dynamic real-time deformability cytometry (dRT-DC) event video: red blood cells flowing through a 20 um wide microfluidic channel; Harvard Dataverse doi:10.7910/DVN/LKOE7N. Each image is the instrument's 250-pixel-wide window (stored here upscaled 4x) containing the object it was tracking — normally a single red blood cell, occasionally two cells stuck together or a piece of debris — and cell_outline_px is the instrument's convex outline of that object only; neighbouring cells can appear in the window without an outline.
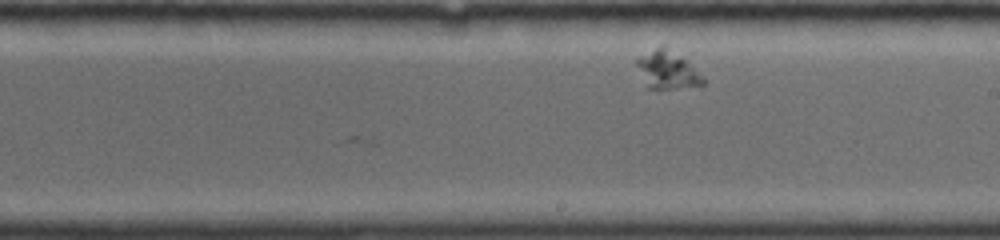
{"species": "common noctule bat (a hibernating species)", "species_latin": "Nyctalus noctula", "temperature_condition": "room temperature", "stored_images_in_passage": 23, "camera_frame_rate_fps": 4000, "um_per_image_px": 0.085, "animal": {"sex": "female", "body_mass_g": 19.0, "forearm_length_mm": 56.7}, "frame": {"image": 1, "passage_image": 23, "time_ms": 5.0, "image_size_px": [1000, 240], "cell_outline_px": [[704, 84], [700, 88], [648, 88], [636, 64], [636, 60], [640, 56], [660, 44], [664, 44], [684, 60], [704, 80]], "centroid_in_image_um": [56.71, 5.95], "position_along_channel_um": 232.3, "area_um2": 14.33}}